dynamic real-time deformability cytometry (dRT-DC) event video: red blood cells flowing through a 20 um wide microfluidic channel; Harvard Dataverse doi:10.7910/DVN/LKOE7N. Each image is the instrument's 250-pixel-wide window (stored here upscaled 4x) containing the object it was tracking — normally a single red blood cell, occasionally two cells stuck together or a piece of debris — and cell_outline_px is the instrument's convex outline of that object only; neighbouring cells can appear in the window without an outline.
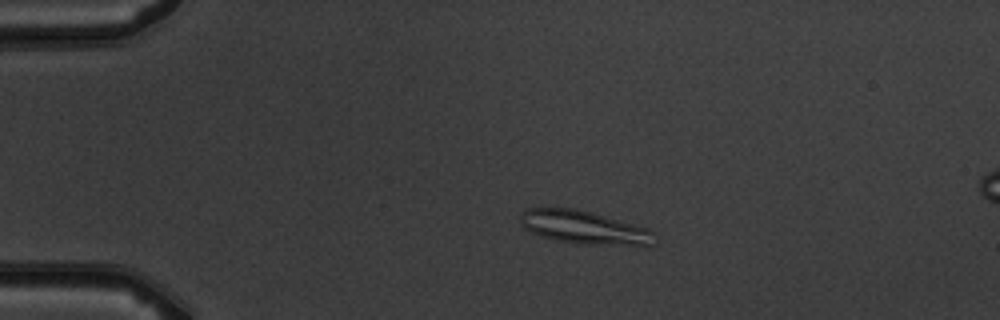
{"species": "common noctule bat (a hibernating species)", "species_latin": "Nyctalus noctula", "temperature_condition": "warm", "stored_images_in_passage": 5, "camera_frame_rate_fps": 3000, "um_per_image_px": 0.085, "animal": {"sex": "male", "body_mass_g": 19.5, "forearm_length_mm": 54.6}, "frame": {"image": 1, "passage_image": 3, "time_ms": 2.333, "image_size_px": [1000, 320], "cell_outline_px": [[656, 244], [648, 248], [584, 244], [556, 240], [540, 236], [524, 228], [520, 224], [520, 216], [524, 208], [576, 208], [592, 212], [648, 228], [656, 232]], "centroid_in_image_um": [49.77, 19.37], "position_along_channel_um": 35.2, "area_um2": 26.93}}